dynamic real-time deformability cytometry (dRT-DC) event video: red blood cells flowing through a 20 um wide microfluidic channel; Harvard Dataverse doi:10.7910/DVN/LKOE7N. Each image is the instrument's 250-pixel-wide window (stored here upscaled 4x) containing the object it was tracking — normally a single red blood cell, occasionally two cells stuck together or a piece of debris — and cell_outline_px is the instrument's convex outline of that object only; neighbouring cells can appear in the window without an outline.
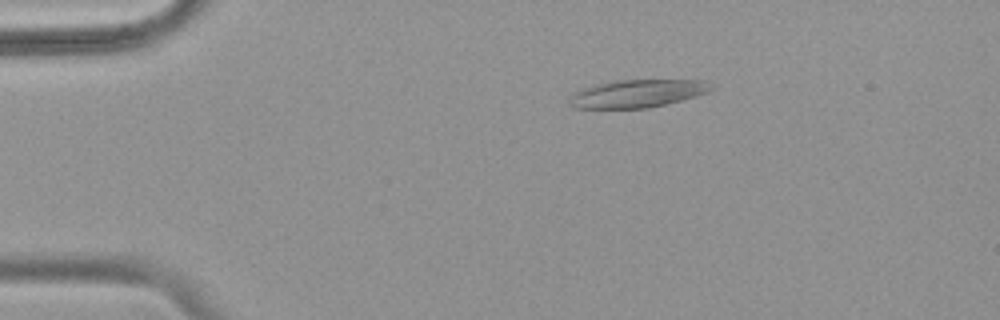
{"species": "common noctule bat (a hibernating species)", "species_latin": "Nyctalus noctula", "temperature_condition": "warm", "stored_images_in_passage": 55, "camera_frame_rate_fps": 3000, "um_per_image_px": 0.085, "animal": {"sex": "female", "body_mass_g": 18.4}, "frame": {"image": 1, "passage_image": 11, "time_ms": 3.333, "image_size_px": [1000, 320], "cell_outline_px": [[716, 88], [708, 92], [696, 96], [648, 108], [572, 108], [568, 100], [576, 92], [584, 88], [596, 84], [616, 80], [700, 80]], "centroid_in_image_um": [54.16, 7.95], "position_along_channel_um": 30.8, "area_um2": 22.72}}
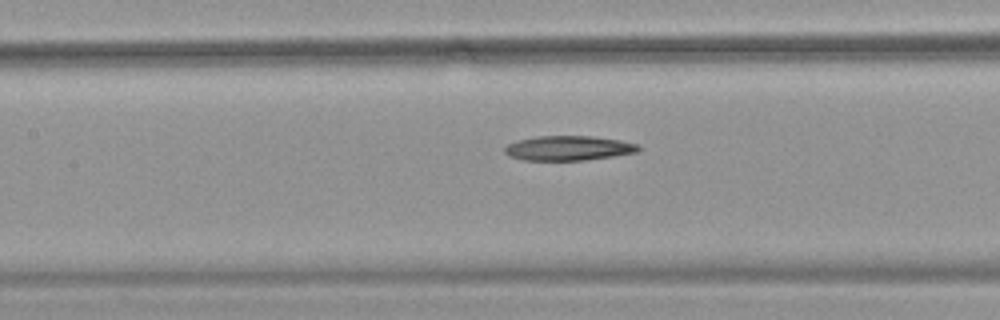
{"frame": {"image": 2, "passage_image": 26, "time_ms": 8.333, "image_size_px": [1000, 320], "cell_outline_px": [[640, 152], [584, 160], [524, 160], [508, 156], [504, 152], [504, 148], [508, 144], [516, 140], [536, 136], [592, 136], [620, 140], [640, 144]], "centroid_in_image_um": [48.32, 12.58], "position_along_channel_um": 159.1, "area_um2": 19.36}}
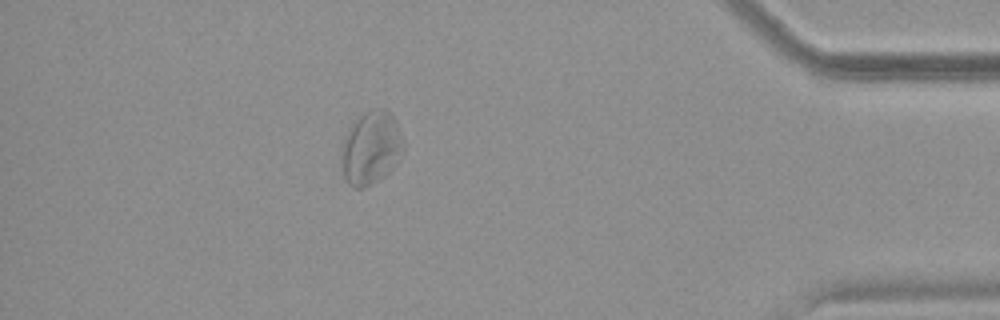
{"frame": {"image": 3, "passage_image": 49, "time_ms": 16.0, "image_size_px": [1000, 320], "cell_outline_px": [[404, 148], [392, 168], [380, 180], [364, 188], [352, 188], [348, 184], [344, 176], [340, 164], [340, 152], [348, 128], [360, 116], [368, 112], [380, 108], [388, 108], [396, 120], [404, 140]], "centroid_in_image_um": [31.52, 12.59], "position_along_channel_um": 403.7, "area_um2": 26.7}}